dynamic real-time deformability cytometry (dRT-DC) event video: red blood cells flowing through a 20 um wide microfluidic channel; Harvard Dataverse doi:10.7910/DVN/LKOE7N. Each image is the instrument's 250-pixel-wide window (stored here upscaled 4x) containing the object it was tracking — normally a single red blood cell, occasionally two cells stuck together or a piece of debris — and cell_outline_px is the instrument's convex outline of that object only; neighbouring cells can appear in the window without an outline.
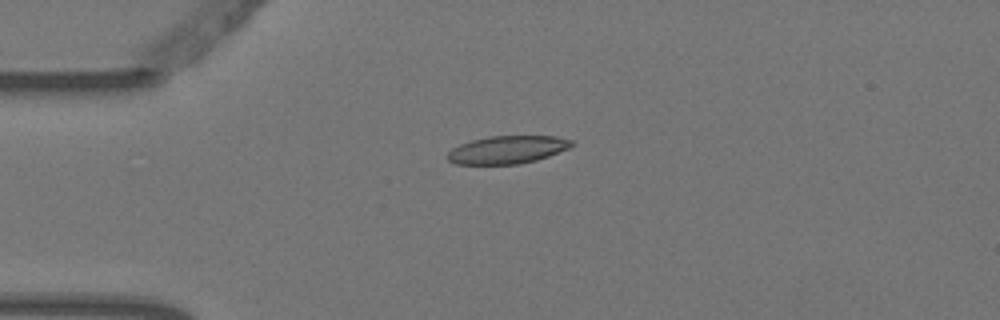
{"species": "Egyptian fruit bat (a non-hibernating species)", "species_latin": "Rousettus aegyptiacus", "temperature_condition": "warm", "stored_images_in_passage": 4, "camera_frame_rate_fps": 3000, "um_per_image_px": 0.085, "animal": {"sex": "female"}, "frame": {"image": 1, "passage_image": 3, "time_ms": 0.667, "image_size_px": [1000, 320], "cell_outline_px": [[572, 144], [568, 148], [548, 156], [536, 160], [520, 164], [456, 164], [448, 160], [444, 156], [452, 148], [460, 144], [472, 140], [488, 136], [556, 136], [572, 140]], "centroid_in_image_um": [43.07, 12.72], "position_along_channel_um": 41.9, "area_um2": 20.11}}